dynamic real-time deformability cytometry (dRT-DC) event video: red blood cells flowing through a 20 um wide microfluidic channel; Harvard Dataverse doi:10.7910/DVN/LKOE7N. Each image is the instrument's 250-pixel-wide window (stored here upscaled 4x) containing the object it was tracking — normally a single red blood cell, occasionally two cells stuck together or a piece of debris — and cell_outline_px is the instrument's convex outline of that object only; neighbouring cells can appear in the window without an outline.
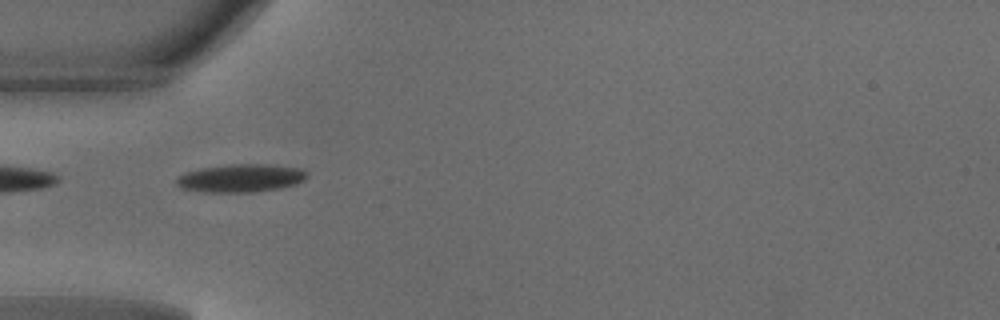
{"species": "common noctule bat (a hibernating species)", "species_latin": "Nyctalus noctula", "temperature_condition": "warm", "stored_images_in_passage": 34, "camera_frame_rate_fps": 3000, "um_per_image_px": 0.085, "animal": {"sex": "male", "body_mass_g": 18.8}, "frame": {"image": 1, "passage_image": 1, "time_ms": 0.0, "image_size_px": [1000, 320], "cell_outline_px": [[308, 176], [304, 180], [296, 184], [280, 188], [256, 192], [204, 192], [180, 188], [176, 184], [176, 176], [200, 168], [228, 164], [260, 164], [304, 168], [308, 172]], "centroid_in_image_um": [20.48, 15.14], "position_along_channel_um": 64.5, "area_um2": 21.56}}
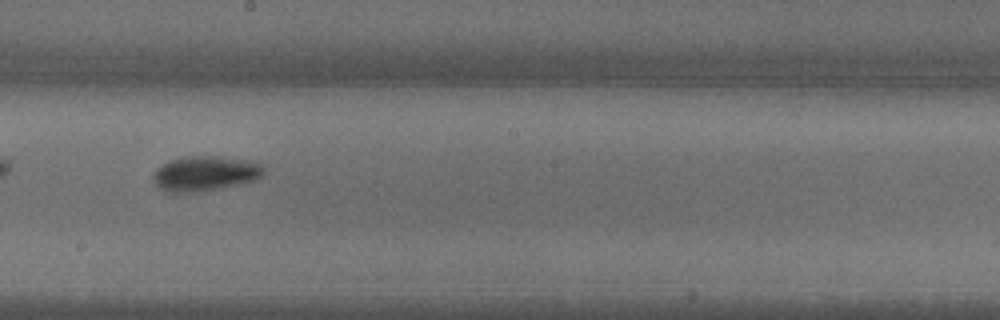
{"frame": {"image": 2, "passage_image": 13, "time_ms": 4.0, "image_size_px": [1000, 320], "cell_outline_px": [[264, 172], [260, 176], [252, 180], [216, 188], [196, 192], [168, 192], [160, 188], [152, 180], [152, 176], [156, 168], [168, 160], [184, 156], [220, 156], [248, 160], [260, 164], [264, 168]], "centroid_in_image_um": [17.36, 14.72], "position_along_channel_um": 230.8, "area_um2": 22.25}}
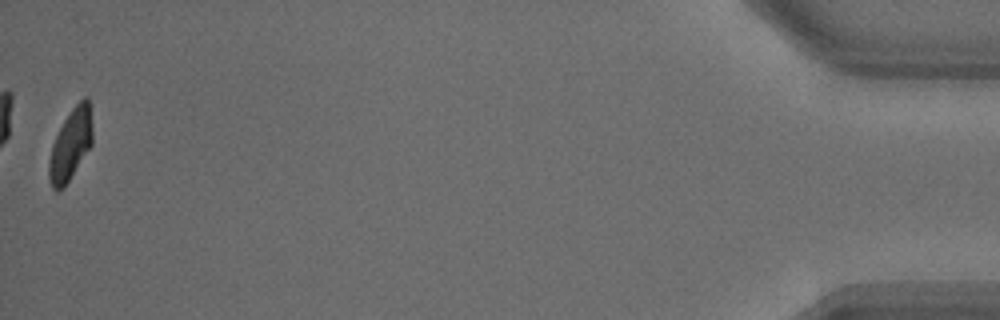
{"frame": {"image": 3, "passage_image": 34, "time_ms": 11.0, "image_size_px": [1000, 320], "cell_outline_px": [[92, 144], [64, 188], [56, 192], [52, 188], [48, 176], [48, 164], [52, 144], [64, 120], [72, 108], [84, 96], [88, 96], [92, 124]], "centroid_in_image_um": [5.99, 12.3], "position_along_channel_um": 429.2, "area_um2": 18.03}, "authors_computed_cell_mechanics": {"area_um2": 19.7965, "velocity_mm_per_s": 4.1593, "shape_relaxation_time_tau1_ms": 2.9943, "shape_relaxation_time_tau2_ms": 5.8138, "deformation_change_tau1": 0.1473, "deformation_change_tau2": 0.115}}